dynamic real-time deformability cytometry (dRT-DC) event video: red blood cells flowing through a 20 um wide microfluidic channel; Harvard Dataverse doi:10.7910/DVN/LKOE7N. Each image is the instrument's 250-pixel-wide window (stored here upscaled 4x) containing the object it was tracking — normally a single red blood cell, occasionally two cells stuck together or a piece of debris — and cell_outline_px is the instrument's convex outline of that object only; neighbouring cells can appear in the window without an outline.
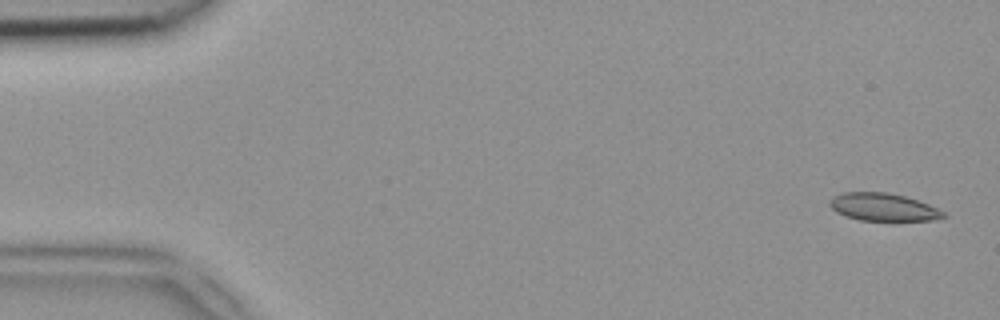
{"species": "common noctule bat (a hibernating species)", "species_latin": "Nyctalus noctula", "temperature_condition": "room temperature", "stored_images_in_passage": 49, "camera_frame_rate_fps": 3000, "um_per_image_px": 0.085, "animal": {"sex": "female", "body_mass_g": 18.4}, "frame": {"image": 1, "passage_image": 2, "time_ms": 0.333, "image_size_px": [1000, 320], "cell_outline_px": [[948, 216], [932, 220], [860, 220], [844, 216], [836, 212], [828, 204], [832, 196], [844, 192], [888, 192], [904, 196], [928, 204], [944, 212]], "centroid_in_image_um": [75.03, 17.6], "position_along_channel_um": 10.0, "area_um2": 18.26}}
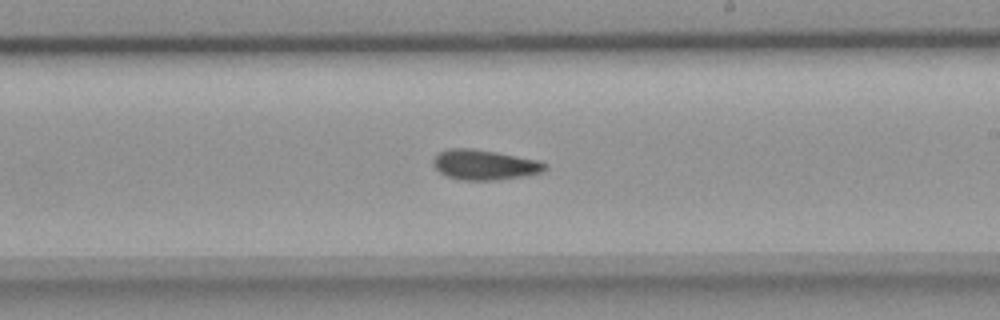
{"frame": {"image": 2, "passage_image": 29, "time_ms": 9.333, "image_size_px": [1000, 320], "cell_outline_px": [[548, 168], [544, 172], [496, 180], [460, 180], [448, 176], [440, 172], [432, 164], [432, 160], [440, 152], [448, 148], [472, 148], [496, 152], [540, 160], [548, 164]], "centroid_in_image_um": [41.21, 14.0], "position_along_channel_um": 247.8, "area_um2": 19.65}}
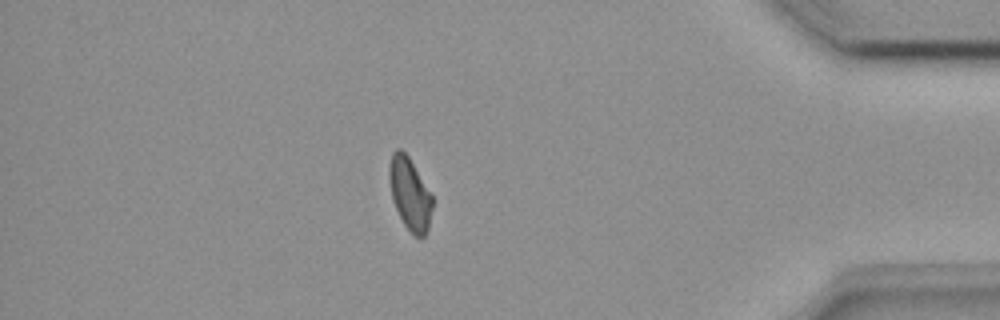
{"frame": {"image": 3, "passage_image": 43, "time_ms": 14.0, "image_size_px": [1000, 320], "cell_outline_px": [[432, 208], [428, 228], [424, 236], [420, 240], [404, 224], [392, 200], [388, 180], [388, 164], [392, 152], [396, 148], [400, 148], [408, 156], [432, 196]], "centroid_in_image_um": [34.8, 16.45], "position_along_channel_um": 400.4, "area_um2": 18.09}}